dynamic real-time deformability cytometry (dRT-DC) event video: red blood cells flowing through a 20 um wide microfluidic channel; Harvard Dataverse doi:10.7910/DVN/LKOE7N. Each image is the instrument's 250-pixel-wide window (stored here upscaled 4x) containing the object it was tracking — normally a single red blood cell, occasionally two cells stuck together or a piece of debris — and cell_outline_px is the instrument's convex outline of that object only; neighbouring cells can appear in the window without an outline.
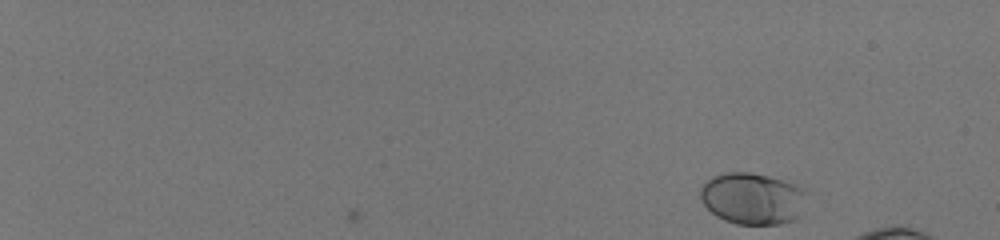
{"species": "human", "species_latin": "Homo sapiens", "temperature_condition": "room temperature", "stored_images_in_passage": 21, "camera_frame_rate_fps": 3000, "um_per_image_px": 0.085, "donor": {"sex": "male"}, "frame": {"image": 1, "passage_image": 1, "time_ms": 0.0, "image_size_px": [1000, 240], "cell_outline_px": [[804, 192], [800, 216], [796, 220], [780, 224], [736, 224], [724, 220], [716, 216], [700, 200], [700, 188], [712, 176], [724, 172], [748, 172], [768, 176], [796, 184], [804, 188]], "centroid_in_image_um": [63.94, 16.88], "position_along_channel_um": 21.1, "area_um2": 31.96}}
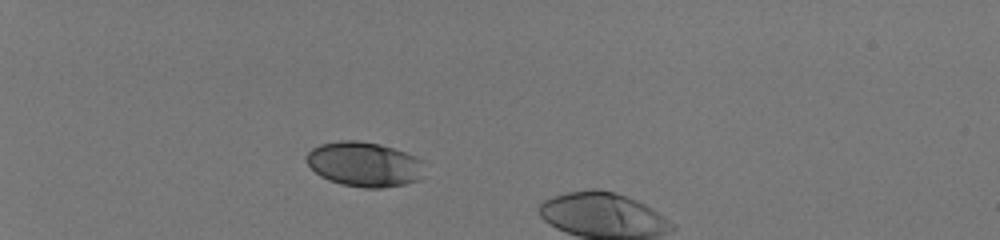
{"frame": {"image": 2, "passage_image": 15, "time_ms": 4.667, "image_size_px": [1000, 240], "cell_outline_px": [[420, 180], [404, 184], [380, 188], [364, 188], [340, 184], [328, 180], [320, 176], [304, 160], [304, 156], [312, 148], [320, 144], [340, 140], [356, 140], [380, 144], [416, 156], [420, 160]], "centroid_in_image_um": [30.88, 13.96], "position_along_channel_um": 54.1, "area_um2": 30.63}}